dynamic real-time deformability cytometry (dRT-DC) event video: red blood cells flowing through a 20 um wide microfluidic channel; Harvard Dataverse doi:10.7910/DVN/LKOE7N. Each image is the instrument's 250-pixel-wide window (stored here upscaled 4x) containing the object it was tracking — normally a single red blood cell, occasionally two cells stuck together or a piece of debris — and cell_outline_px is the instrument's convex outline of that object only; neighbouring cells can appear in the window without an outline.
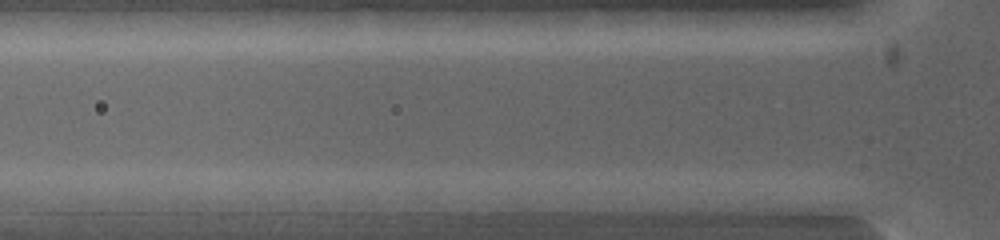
{"species": "common noctule bat (a hibernating species)", "species_latin": "Nyctalus noctula", "temperature_condition": "warm", "stored_images_in_passage": 4, "segment_of_instrument_passage": [2, 2], "camera_frame_rate_fps": 5000, "um_per_image_px": 0.085, "animal": {"sex": "female", "body_mass_g": 19.0, "forearm_length_mm": 53.3}, "frame": {"image": 1, "passage_image": 4, "time_ms": 1.0, "image_size_px": [1000, 240], "cell_outline_px": [[604, 200], [576, 212], [500, 212], [492, 200], [520, 192], [604, 192]], "centroid_in_image_um": [46.58, 17.15], "position_along_channel_um": 79.2, "area_um2": 13.81}}